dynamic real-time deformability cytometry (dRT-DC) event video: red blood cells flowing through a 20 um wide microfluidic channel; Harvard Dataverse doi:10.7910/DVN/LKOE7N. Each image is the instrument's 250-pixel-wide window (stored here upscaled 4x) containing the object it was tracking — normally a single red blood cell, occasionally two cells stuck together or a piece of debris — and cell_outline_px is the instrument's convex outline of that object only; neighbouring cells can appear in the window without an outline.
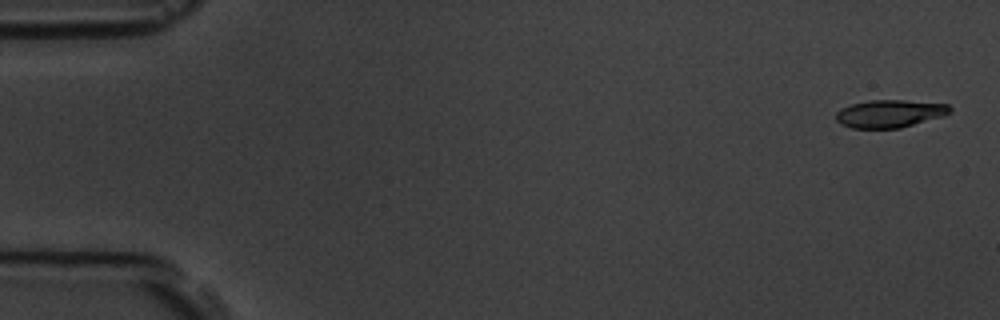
{"species": "common noctule bat (a hibernating species)", "species_latin": "Nyctalus noctula", "temperature_condition": "room temperature", "stored_images_in_passage": 4, "camera_frame_rate_fps": 3000, "um_per_image_px": 0.085, "animal": {"sex": "male", "body_mass_g": 19.5, "forearm_length_mm": 54.6}, "frame": {"image": 1, "passage_image": 1, "time_ms": 0.0, "image_size_px": [1000, 320], "cell_outline_px": [[952, 112], [944, 116], [900, 128], [852, 128], [840, 124], [836, 120], [836, 112], [840, 108], [852, 104], [868, 100], [904, 100], [948, 104], [952, 108]], "centroid_in_image_um": [75.63, 9.65], "position_along_channel_um": 9.4, "area_um2": 18.55}}